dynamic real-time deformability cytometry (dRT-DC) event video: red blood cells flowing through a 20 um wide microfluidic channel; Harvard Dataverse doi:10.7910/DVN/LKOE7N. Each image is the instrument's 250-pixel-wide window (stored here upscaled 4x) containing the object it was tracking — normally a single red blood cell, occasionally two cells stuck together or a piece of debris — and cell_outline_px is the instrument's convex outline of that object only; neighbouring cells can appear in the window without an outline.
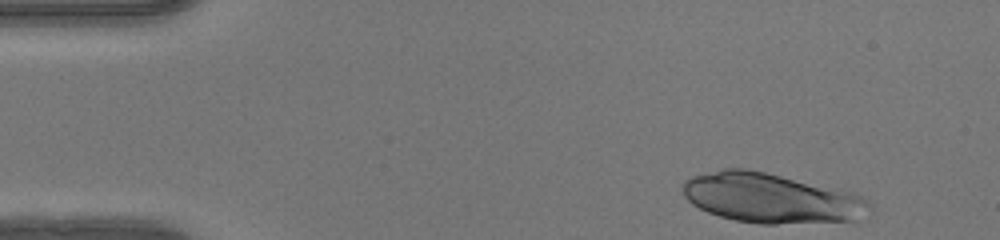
{"species": "human", "species_latin": "Homo sapiens", "temperature_condition": "warm", "stored_images_in_passage": 45, "camera_frame_rate_fps": 3000, "um_per_image_px": 0.085, "donor": {"sex": "female"}, "frame": {"image": 1, "passage_image": 1, "time_ms": 0.0, "image_size_px": [1000, 240], "cell_outline_px": [[864, 204], [852, 220], [776, 224], [760, 224], [736, 220], [720, 216], [708, 212], [692, 204], [684, 196], [684, 180], [692, 176], [724, 168], [744, 168], [764, 172], [852, 192], [860, 196], [864, 200]], "centroid_in_image_um": [65.36, 16.82], "position_along_channel_um": 19.6, "area_um2": 52.48}}
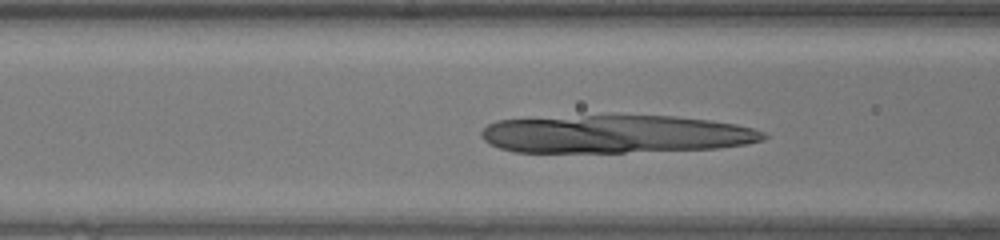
{"frame": {"image": 2, "passage_image": 15, "time_ms": 4.667, "image_size_px": [1000, 240], "cell_outline_px": [[768, 136], [764, 140], [748, 144], [716, 148], [624, 152], [516, 152], [500, 148], [484, 140], [480, 136], [480, 132], [488, 124], [496, 120], [584, 116], [676, 116], [708, 120], [736, 124], [752, 128], [764, 132]], "centroid_in_image_um": [52.36, 11.4], "position_along_channel_um": 114.2, "area_um2": 62.19}}
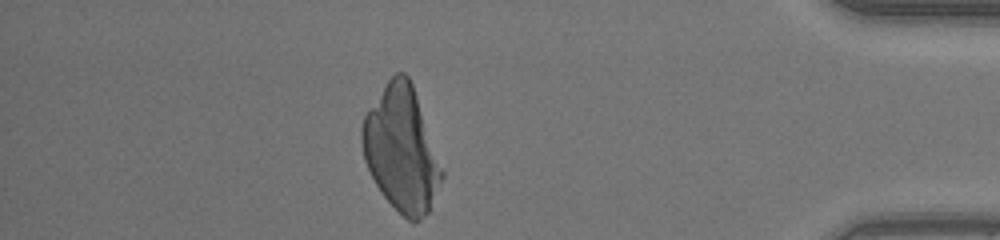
{"frame": {"image": 3, "passage_image": 39, "time_ms": 12.667, "image_size_px": [1000, 240], "cell_outline_px": [[444, 176], [428, 212], [420, 220], [412, 224], [384, 196], [376, 184], [364, 160], [360, 140], [360, 128], [364, 116], [388, 80], [396, 72], [404, 72], [408, 76], [412, 84], [444, 172]], "centroid_in_image_um": [34.11, 12.69], "position_along_channel_um": 401.1, "area_um2": 57.34}}